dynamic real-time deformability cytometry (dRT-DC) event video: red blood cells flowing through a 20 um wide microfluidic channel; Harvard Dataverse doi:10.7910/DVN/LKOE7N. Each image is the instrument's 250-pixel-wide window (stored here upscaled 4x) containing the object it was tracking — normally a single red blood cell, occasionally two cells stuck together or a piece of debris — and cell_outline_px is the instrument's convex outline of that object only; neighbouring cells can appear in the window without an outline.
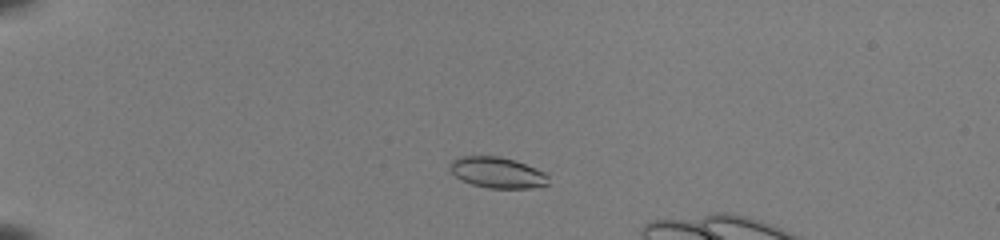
{"species": "common noctule bat (a hibernating species)", "species_latin": "Nyctalus noctula", "temperature_condition": "room temperature", "stored_images_in_passage": 45, "camera_frame_rate_fps": 3000, "um_per_image_px": 0.085, "animal": {"sex": "female", "body_mass_g": 22.0, "forearm_length_mm": 56.7}, "frame": {"image": 1, "passage_image": 10, "time_ms": 3.0, "image_size_px": [1000, 240], "cell_outline_px": [[548, 184], [532, 188], [488, 188], [472, 184], [460, 180], [448, 168], [452, 160], [460, 156], [500, 156], [536, 168], [544, 172], [548, 176]], "centroid_in_image_um": [42.25, 14.67], "position_along_channel_um": 42.8, "area_um2": 17.69}}
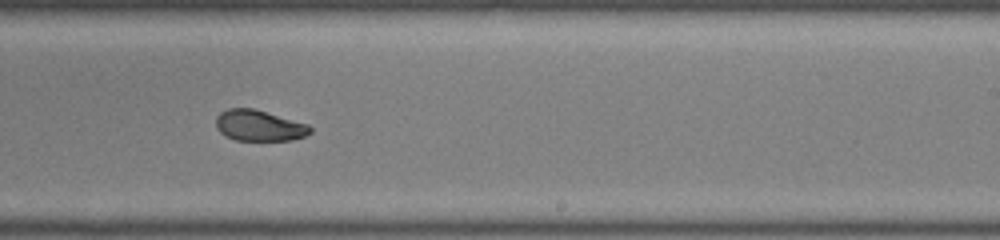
{"frame": {"image": 2, "passage_image": 31, "time_ms": 10.0, "image_size_px": [1000, 240], "cell_outline_px": [[312, 132], [304, 136], [292, 140], [236, 140], [224, 136], [216, 128], [216, 116], [220, 112], [228, 108], [252, 108], [308, 124], [312, 128]], "centroid_in_image_um": [22.0, 10.68], "position_along_channel_um": 267.0, "area_um2": 16.99}}
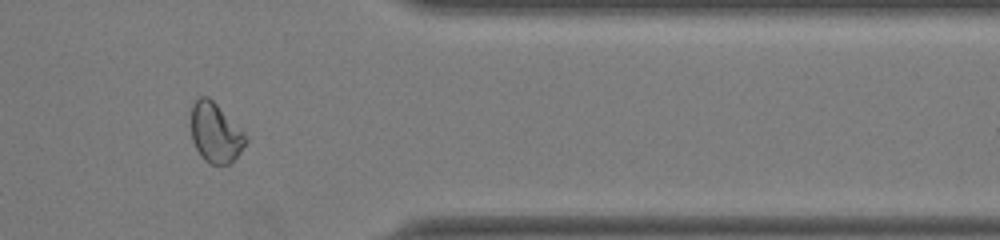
{"frame": {"image": 3, "passage_image": 41, "time_ms": 13.333, "image_size_px": [1000, 240], "cell_outline_px": [[248, 140], [240, 152], [228, 164], [212, 164], [204, 160], [200, 156], [192, 140], [192, 104], [196, 96], [208, 96], [244, 132]], "centroid_in_image_um": [18.3, 11.27], "position_along_channel_um": 393.1, "area_um2": 18.79}}